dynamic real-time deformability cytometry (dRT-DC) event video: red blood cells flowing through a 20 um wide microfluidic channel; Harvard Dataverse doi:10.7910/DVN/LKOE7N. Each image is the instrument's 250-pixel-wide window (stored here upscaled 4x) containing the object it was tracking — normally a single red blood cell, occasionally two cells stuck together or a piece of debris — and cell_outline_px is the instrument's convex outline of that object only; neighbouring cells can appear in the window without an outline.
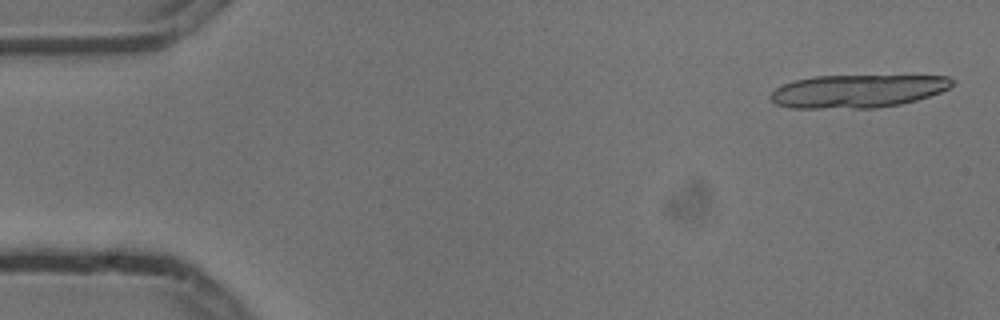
{"species": "common noctule bat (a hibernating species)", "species_latin": "Nyctalus noctula", "temperature_condition": "cold", "stored_images_in_passage": 5, "camera_frame_rate_fps": 3000, "um_per_image_px": 0.085, "animal": {"sex": "male", "body_mass_g": 13.3}, "frame": {"image": 1, "passage_image": 1, "time_ms": 0.0, "image_size_px": [1000, 320], "cell_outline_px": [[956, 80], [948, 88], [940, 92], [916, 100], [900, 104], [876, 108], [792, 108], [776, 104], [768, 96], [776, 88], [792, 80], [812, 76], [948, 76]], "centroid_in_image_um": [72.86, 7.74], "position_along_channel_um": 12.1, "area_um2": 34.97}}